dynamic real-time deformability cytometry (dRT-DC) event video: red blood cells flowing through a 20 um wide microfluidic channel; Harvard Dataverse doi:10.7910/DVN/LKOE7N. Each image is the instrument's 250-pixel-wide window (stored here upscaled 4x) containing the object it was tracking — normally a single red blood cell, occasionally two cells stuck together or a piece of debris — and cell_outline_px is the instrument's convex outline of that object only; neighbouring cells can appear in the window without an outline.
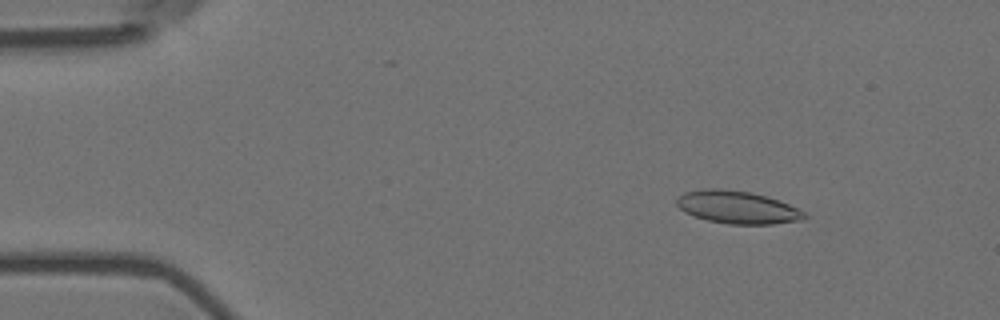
{"species": "Egyptian fruit bat (a non-hibernating species)", "species_latin": "Rousettus aegyptiacus", "temperature_condition": "room temperature", "stored_images_in_passage": 57, "camera_frame_rate_fps": 3000, "um_per_image_px": 0.085, "animal": {"sex": "female"}, "frame": {"image": 1, "passage_image": 8, "time_ms": 2.333, "image_size_px": [1000, 320], "cell_outline_px": [[808, 216], [800, 220], [772, 224], [728, 224], [708, 220], [684, 212], [676, 204], [676, 200], [684, 192], [704, 188], [720, 188], [752, 192], [788, 204], [804, 212]], "centroid_in_image_um": [62.64, 17.61], "position_along_channel_um": 22.4, "area_um2": 24.1}}
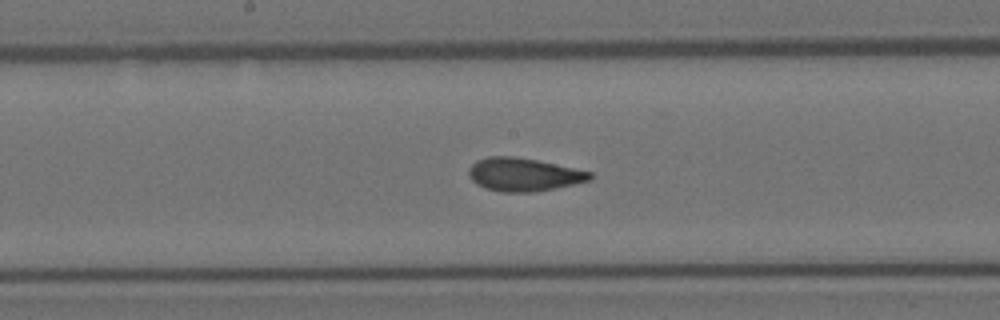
{"frame": {"image": 2, "passage_image": 30, "time_ms": 9.667, "image_size_px": [1000, 320], "cell_outline_px": [[592, 180], [556, 188], [532, 192], [500, 192], [484, 188], [476, 184], [468, 176], [468, 168], [476, 160], [488, 156], [512, 156], [536, 160], [592, 172]], "centroid_in_image_um": [44.47, 14.84], "position_along_channel_um": 203.7, "area_um2": 23.52}}
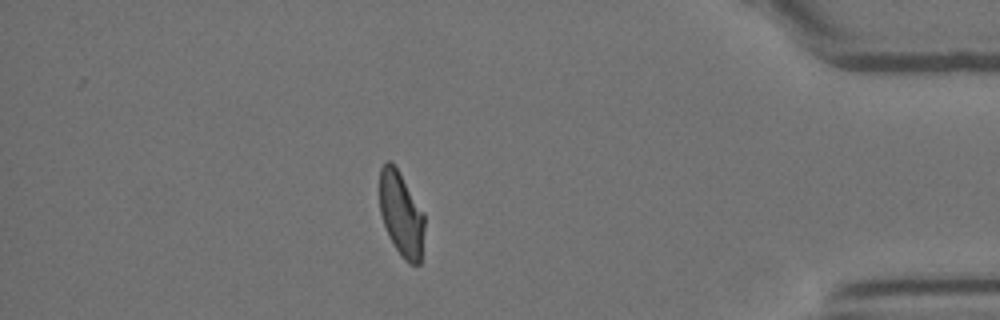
{"frame": {"image": 3, "passage_image": 50, "time_ms": 16.333, "image_size_px": [1000, 320], "cell_outline_px": [[424, 228], [420, 264], [412, 264], [404, 260], [396, 248], [384, 224], [380, 212], [380, 168], [388, 160], [392, 160], [424, 212]], "centroid_in_image_um": [34.11, 18.17], "position_along_channel_um": 401.1, "area_um2": 21.85}, "authors_computed_cell_mechanics": {"area_um2": 23.3512, "velocity_mm_per_s": 3.5662, "shape_relaxation_time_tau1_ms": 6.2967, "shape_relaxation_time_tau2_ms": 1.0637, "deformation_change_tau1": 0.1641, "deformation_change_tau2": 0.0627}}